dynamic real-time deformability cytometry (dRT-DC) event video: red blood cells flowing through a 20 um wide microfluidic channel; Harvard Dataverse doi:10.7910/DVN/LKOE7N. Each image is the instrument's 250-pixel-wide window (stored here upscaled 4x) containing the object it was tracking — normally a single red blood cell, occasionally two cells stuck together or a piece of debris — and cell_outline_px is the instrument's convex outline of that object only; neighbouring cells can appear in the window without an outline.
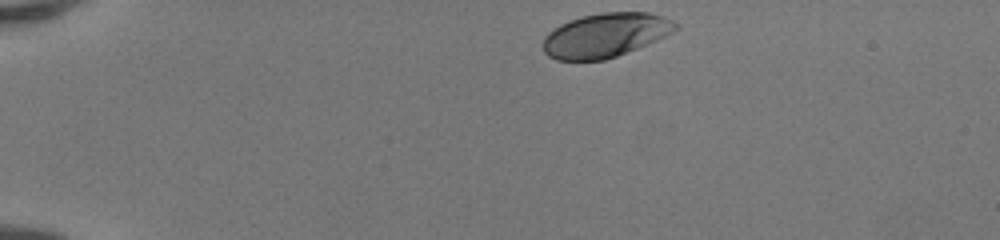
{"species": "human", "species_latin": "Homo sapiens", "temperature_condition": "room temperature", "stored_images_in_passage": 40, "camera_frame_rate_fps": 3000, "um_per_image_px": 0.085, "donor": {"sex": "female"}, "frame": {"image": 1, "passage_image": 1, "time_ms": 0.0, "image_size_px": [1000, 240], "cell_outline_px": [[676, 28], [672, 32], [656, 40], [616, 56], [604, 60], [556, 60], [548, 56], [544, 52], [544, 36], [548, 32], [560, 24], [568, 20], [584, 16], [604, 12], [648, 12], [664, 16], [672, 20], [676, 24]], "centroid_in_image_um": [51.42, 2.98], "position_along_channel_um": 33.6, "area_um2": 33.76}}
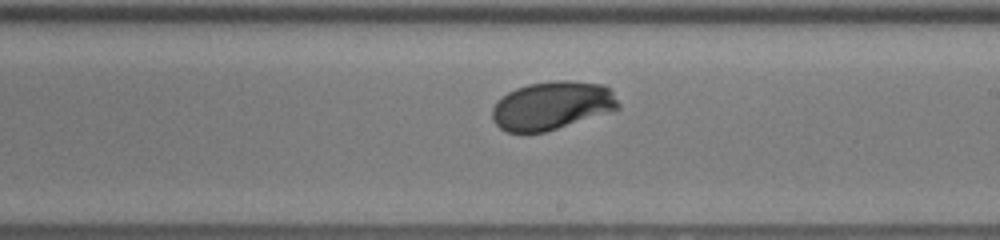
{"frame": {"image": 2, "passage_image": 22, "time_ms": 7.0, "image_size_px": [1000, 240], "cell_outline_px": [[620, 108], [608, 112], [544, 132], [508, 132], [500, 128], [492, 120], [492, 108], [496, 100], [508, 92], [516, 88], [528, 84], [556, 80], [568, 80], [604, 84], [612, 92], [620, 104]], "centroid_in_image_um": [46.89, 8.96], "position_along_channel_um": 242.1, "area_um2": 35.37}}
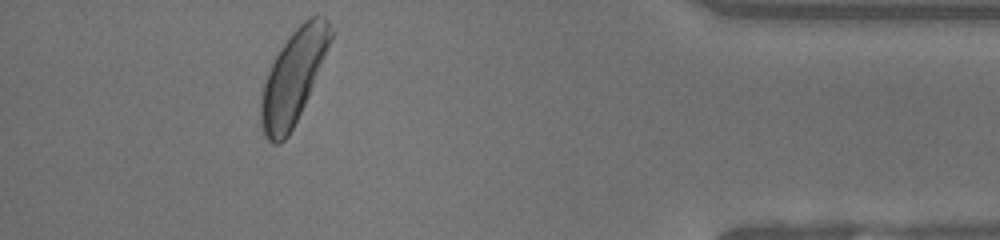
{"frame": {"image": 3, "passage_image": 37, "time_ms": 12.0, "image_size_px": [1000, 240], "cell_outline_px": [[332, 40], [308, 96], [288, 136], [280, 144], [272, 144], [264, 136], [260, 120], [260, 100], [264, 84], [268, 72], [280, 48], [292, 32], [304, 20], [312, 16], [324, 16], [328, 20], [332, 32]], "centroid_in_image_um": [24.92, 6.56], "position_along_channel_um": 410.3, "area_um2": 37.22}, "authors_computed_cell_mechanics": {"area_um2": 35.6048, "velocity_mm_per_s": 4.1201, "shape_relaxation_time_tau1_ms": 2.3844, "shape_relaxation_time_tau2_ms": null, "deformation_change_tau1": 0.132, "deformation_change_tau2": null}}